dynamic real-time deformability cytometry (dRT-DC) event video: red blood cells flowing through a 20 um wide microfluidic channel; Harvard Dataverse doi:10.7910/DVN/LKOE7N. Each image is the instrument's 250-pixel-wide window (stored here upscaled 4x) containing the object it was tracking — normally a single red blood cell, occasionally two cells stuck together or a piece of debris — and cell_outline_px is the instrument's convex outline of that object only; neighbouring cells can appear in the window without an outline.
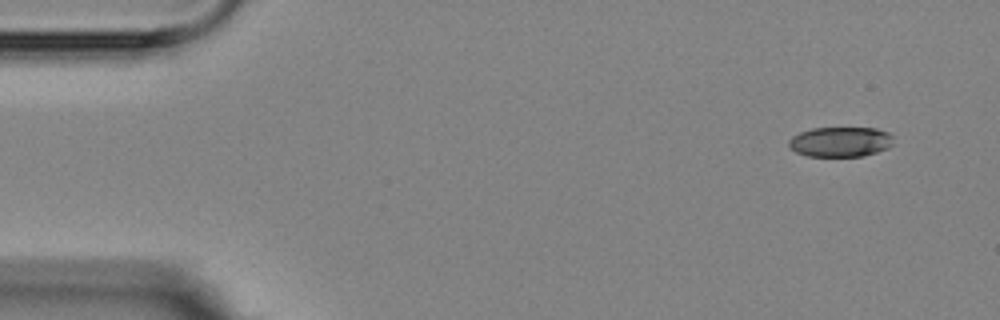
{"species": "Egyptian fruit bat (a non-hibernating species)", "species_latin": "Rousettus aegyptiacus", "temperature_condition": "room temperature", "stored_images_in_passage": 4, "camera_frame_rate_fps": 3000, "um_per_image_px": 0.085, "animal": {"sex": "female"}, "frame": {"image": 1, "passage_image": 1, "time_ms": 0.0, "image_size_px": [1000, 320], "cell_outline_px": [[892, 144], [888, 148], [864, 156], [808, 156], [796, 152], [788, 144], [788, 140], [792, 136], [800, 132], [812, 128], [876, 128], [888, 132], [892, 136]], "centroid_in_image_um": [71.43, 12.05], "position_along_channel_um": 13.6, "area_um2": 18.26}}
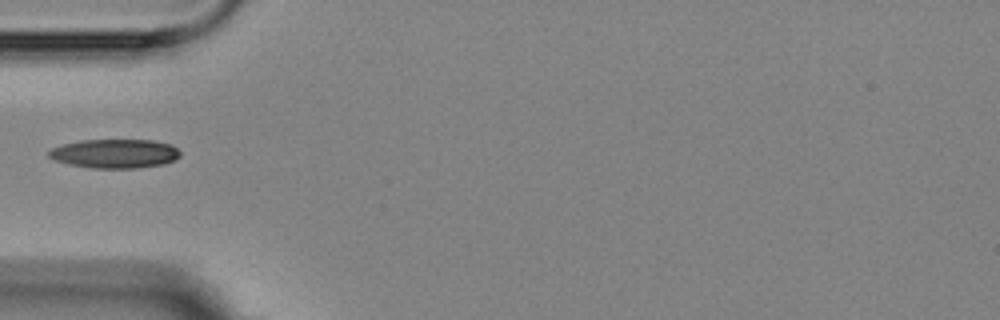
{"frame": {"image": 2, "passage_image": 4, "time_ms": 4.667, "image_size_px": [1000, 320], "cell_outline_px": [[180, 156], [176, 160], [164, 164], [136, 168], [92, 168], [68, 164], [52, 160], [48, 156], [48, 152], [52, 148], [64, 144], [80, 140], [152, 140], [172, 144], [180, 152]], "centroid_in_image_um": [9.77, 13.06], "position_along_channel_um": 75.2, "area_um2": 22.37}}